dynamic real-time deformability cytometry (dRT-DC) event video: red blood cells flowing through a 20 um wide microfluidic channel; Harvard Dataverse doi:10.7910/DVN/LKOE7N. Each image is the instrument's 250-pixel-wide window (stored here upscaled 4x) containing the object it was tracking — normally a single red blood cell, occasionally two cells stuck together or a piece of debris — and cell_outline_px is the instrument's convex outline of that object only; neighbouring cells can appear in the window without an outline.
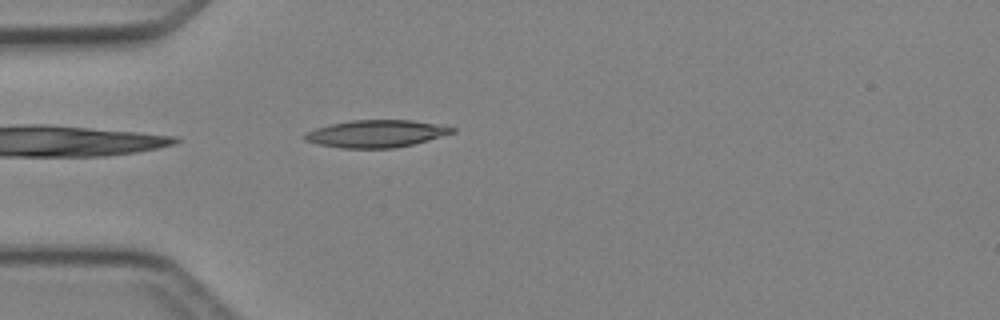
{"species": "Egyptian fruit bat (a non-hibernating species)", "species_latin": "Rousettus aegyptiacus", "temperature_condition": "cold", "stored_images_in_passage": 1, "camera_frame_rate_fps": 3000, "um_per_image_px": 0.085, "animal": {"sex": "female"}, "frame": {"image": 1, "passage_image": 1, "time_ms": 0.0, "image_size_px": [1000, 320], "cell_outline_px": [[456, 132], [428, 140], [396, 148], [340, 148], [320, 144], [304, 140], [304, 136], [308, 132], [316, 128], [332, 124], [352, 120], [412, 120], [456, 128]], "centroid_in_image_um": [32.0, 11.36], "position_along_channel_um": 53.0, "area_um2": 23.18}}